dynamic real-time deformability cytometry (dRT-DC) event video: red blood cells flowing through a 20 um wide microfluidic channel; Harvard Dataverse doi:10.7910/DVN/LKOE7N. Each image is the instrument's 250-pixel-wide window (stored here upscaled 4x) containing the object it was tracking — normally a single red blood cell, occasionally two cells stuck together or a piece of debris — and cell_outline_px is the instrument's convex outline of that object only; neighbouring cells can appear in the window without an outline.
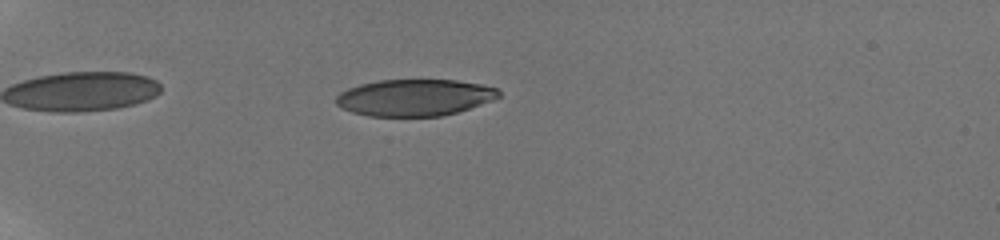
{"species": "human", "species_latin": "Homo sapiens", "temperature_condition": "room temperature", "stored_images_in_passage": 47, "camera_frame_rate_fps": 3000, "um_per_image_px": 0.085, "donor": {"sex": "male"}, "frame": {"image": 1, "passage_image": 5, "time_ms": 1.667, "image_size_px": [1000, 240], "cell_outline_px": [[500, 96], [492, 100], [456, 112], [440, 116], [368, 116], [352, 112], [340, 108], [336, 104], [336, 96], [340, 92], [348, 88], [360, 84], [380, 80], [456, 80], [480, 84], [496, 88], [500, 92]], "centroid_in_image_um": [35.2, 8.29], "position_along_channel_um": 49.8, "area_um2": 34.62}}
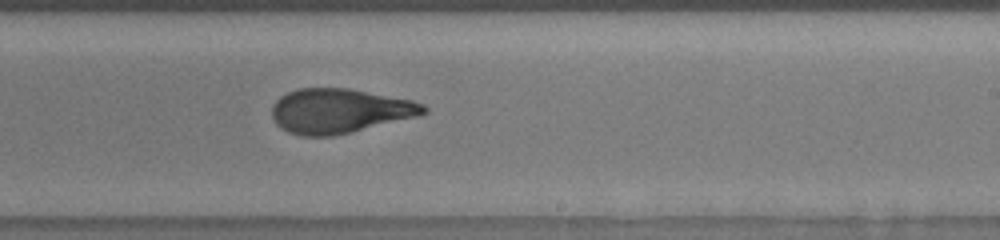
{"frame": {"image": 2, "passage_image": 25, "time_ms": 8.333, "image_size_px": [1000, 240], "cell_outline_px": [[428, 112], [420, 116], [352, 132], [332, 136], [300, 136], [288, 132], [280, 128], [276, 124], [272, 116], [272, 104], [280, 96], [296, 88], [348, 88], [412, 100], [424, 104], [428, 108]], "centroid_in_image_um": [28.86, 9.43], "position_along_channel_um": 260.1, "area_um2": 39.71}}
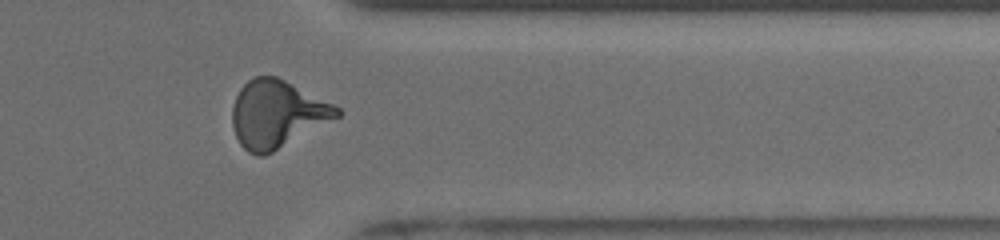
{"frame": {"image": 3, "passage_image": 37, "time_ms": 11.667, "image_size_px": [1000, 240], "cell_outline_px": [[344, 112], [340, 116], [272, 152], [264, 156], [256, 156], [248, 152], [240, 144], [236, 136], [232, 124], [232, 108], [236, 96], [240, 88], [248, 80], [256, 76], [276, 76], [340, 108]], "centroid_in_image_um": [23.52, 9.7], "position_along_channel_um": 387.9, "area_um2": 40.63}, "authors_computed_cell_mechanics": {"area_um2": 38.8994, "velocity_mm_per_s": 3.8918, "shape_relaxation_time_tau1_ms": 6.4203, "shape_relaxation_time_tau2_ms": 1.4395, "deformation_change_tau1": 0.2469, "deformation_change_tau2": 0.0927}}